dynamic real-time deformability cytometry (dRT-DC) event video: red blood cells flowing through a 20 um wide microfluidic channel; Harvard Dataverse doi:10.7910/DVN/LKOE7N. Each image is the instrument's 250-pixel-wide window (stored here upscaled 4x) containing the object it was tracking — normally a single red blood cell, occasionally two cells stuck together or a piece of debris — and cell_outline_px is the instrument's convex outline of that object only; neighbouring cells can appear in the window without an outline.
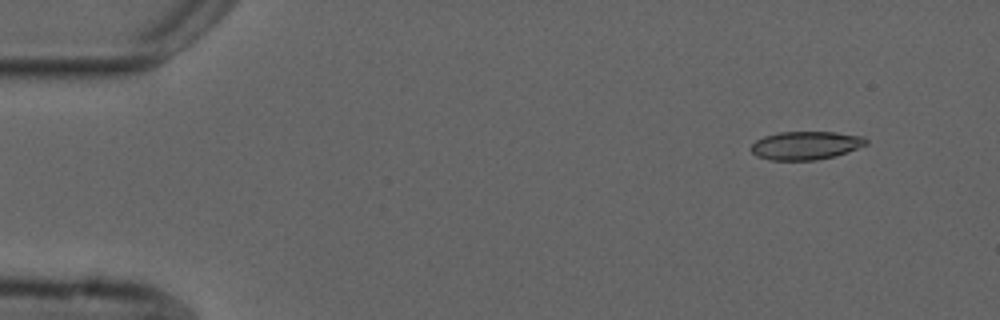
{"species": "common noctule bat (a hibernating species)", "species_latin": "Nyctalus noctula", "temperature_condition": "cold", "stored_images_in_passage": 5, "camera_frame_rate_fps": 3000, "um_per_image_px": 0.085, "animal": {"sex": "male", "forearm_length_mm": 52.5}, "frame": {"image": 1, "passage_image": 2, "time_ms": 1.333, "image_size_px": [1000, 320], "cell_outline_px": [[868, 144], [836, 156], [816, 160], [772, 160], [756, 156], [748, 148], [756, 140], [764, 136], [780, 132], [836, 132], [864, 136], [868, 140]], "centroid_in_image_um": [68.49, 12.36], "position_along_channel_um": 16.5, "area_um2": 19.13}}
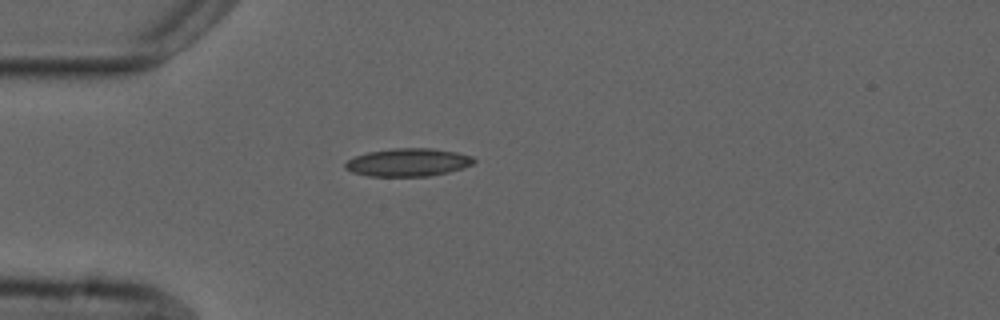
{"frame": {"image": 2, "passage_image": 5, "time_ms": 4.667, "image_size_px": [1000, 320], "cell_outline_px": [[476, 160], [472, 164], [464, 168], [448, 172], [428, 176], [368, 176], [352, 172], [344, 168], [344, 164], [348, 160], [356, 156], [368, 152], [392, 148], [428, 148], [456, 152], [472, 156]], "centroid_in_image_um": [34.68, 13.8], "position_along_channel_um": 50.3, "area_um2": 20.92}}